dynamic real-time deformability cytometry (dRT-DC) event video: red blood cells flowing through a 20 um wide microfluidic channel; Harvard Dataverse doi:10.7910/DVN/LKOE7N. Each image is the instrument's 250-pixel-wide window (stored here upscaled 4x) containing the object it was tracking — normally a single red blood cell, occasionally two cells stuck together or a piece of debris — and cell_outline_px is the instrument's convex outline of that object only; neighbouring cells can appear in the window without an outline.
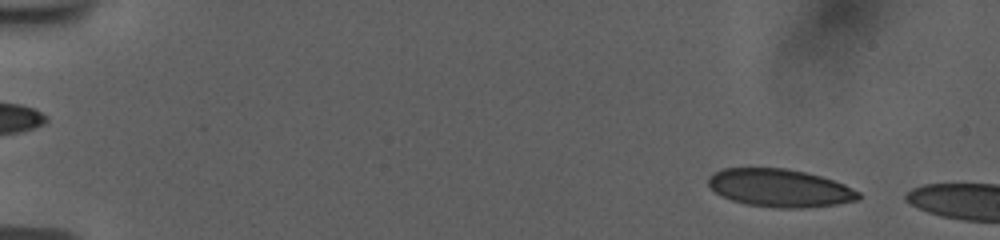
{"species": "human", "species_latin": "Homo sapiens", "temperature_condition": "room temperature", "stored_images_in_passage": 53, "camera_frame_rate_fps": 3000, "um_per_image_px": 0.085, "donor": {"sex": "female"}, "frame": {"image": 1, "passage_image": 5, "time_ms": 1.333, "image_size_px": [1000, 240], "cell_outline_px": [[860, 200], [836, 204], [804, 208], [776, 208], [748, 204], [732, 200], [716, 192], [708, 184], [708, 176], [712, 172], [720, 168], [788, 168], [820, 176], [844, 184], [860, 192]], "centroid_in_image_um": [66.28, 15.97], "position_along_channel_um": 18.7, "area_um2": 33.18}}
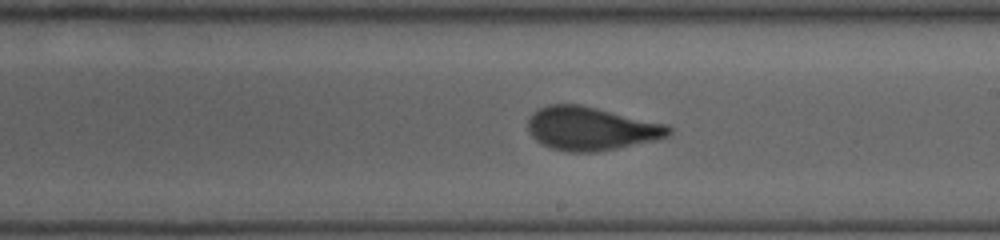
{"frame": {"image": 2, "passage_image": 33, "time_ms": 10.667, "image_size_px": [1000, 240], "cell_outline_px": [[672, 132], [668, 136], [656, 140], [596, 152], [568, 152], [552, 148], [540, 144], [528, 132], [528, 120], [532, 112], [540, 108], [552, 104], [580, 104], [668, 124], [672, 128]], "centroid_in_image_um": [50.24, 10.93], "position_along_channel_um": 238.8, "area_um2": 35.78}}
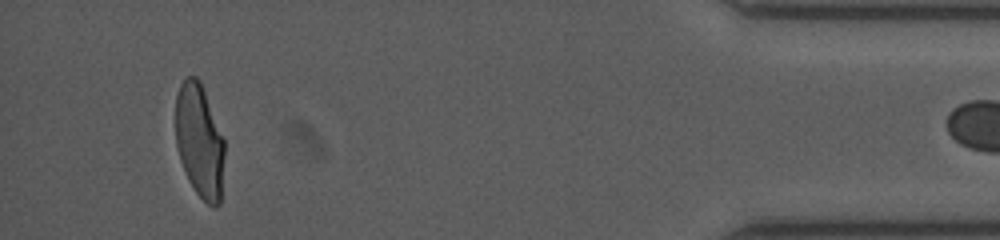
{"frame": {"image": 3, "passage_image": 52, "time_ms": 17.0, "image_size_px": [1000, 240], "cell_outline_px": [[224, 156], [220, 204], [216, 208], [212, 208], [196, 192], [188, 180], [180, 160], [176, 144], [176, 96], [180, 84], [188, 76], [196, 76], [200, 80], [224, 140]], "centroid_in_image_um": [16.96, 12.0], "position_along_channel_um": 418.2, "area_um2": 32.31}}